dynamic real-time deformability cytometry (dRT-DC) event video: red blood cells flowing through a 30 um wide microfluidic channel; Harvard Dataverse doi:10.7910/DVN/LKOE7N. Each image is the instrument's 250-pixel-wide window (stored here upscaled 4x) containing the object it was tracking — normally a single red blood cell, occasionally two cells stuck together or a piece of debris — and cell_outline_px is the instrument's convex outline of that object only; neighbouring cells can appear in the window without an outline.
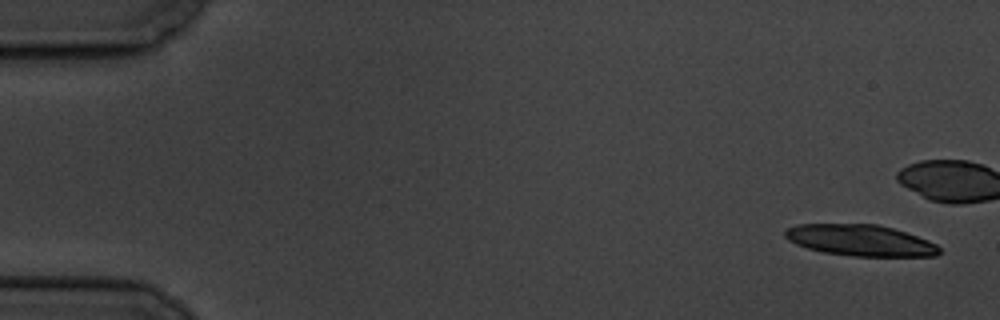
{"species": "common noctule bat (a hibernating species)", "species_latin": "Nyctalus noctula", "temperature_condition": "cold", "stored_images_in_passage": 9, "camera_frame_rate_fps": 3000, "um_per_image_px": 0.085, "animal": {"sex": "male", "body_mass_g": 19.5, "forearm_length_mm": 54.6}, "frame": {"image": 1, "passage_image": 1, "time_ms": 0.0, "image_size_px": [1000, 320], "cell_outline_px": [[940, 252], [936, 256], [852, 256], [824, 252], [808, 248], [796, 244], [788, 240], [784, 236], [784, 232], [788, 228], [796, 224], [876, 224], [892, 228], [928, 240], [936, 244], [940, 248]], "centroid_in_image_um": [73.11, 20.43], "position_along_channel_um": 11.9, "area_um2": 27.92}}